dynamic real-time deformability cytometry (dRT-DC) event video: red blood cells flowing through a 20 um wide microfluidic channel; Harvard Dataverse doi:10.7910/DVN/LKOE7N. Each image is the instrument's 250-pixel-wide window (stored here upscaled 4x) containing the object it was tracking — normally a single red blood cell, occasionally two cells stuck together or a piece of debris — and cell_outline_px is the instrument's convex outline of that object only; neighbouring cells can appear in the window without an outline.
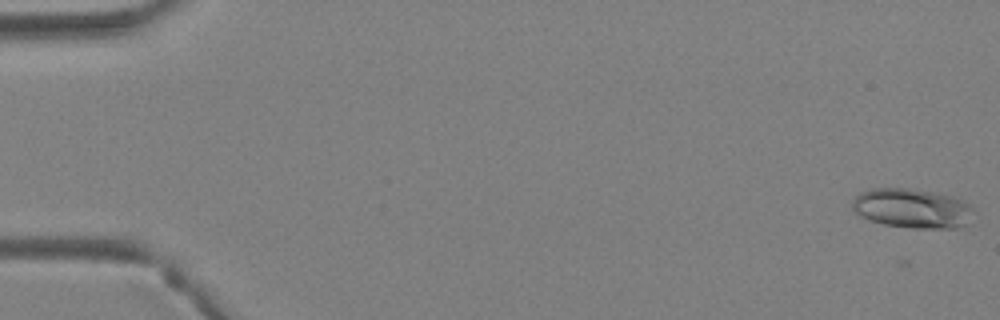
{"species": "Egyptian fruit bat (a non-hibernating species)", "species_latin": "Rousettus aegyptiacus", "temperature_condition": "warm", "stored_images_in_passage": 4, "camera_frame_rate_fps": 3000, "um_per_image_px": 0.085, "animal": {"sex": "female"}, "frame": {"image": 1, "passage_image": 1, "time_ms": 0.0, "image_size_px": [1000, 320], "cell_outline_px": [[972, 208], [964, 224], [956, 228], [912, 228], [884, 224], [860, 216], [852, 208], [852, 200], [860, 192], [872, 188], [908, 188], [932, 192], [952, 196], [964, 200]], "centroid_in_image_um": [77.47, 17.69], "position_along_channel_um": 7.5, "area_um2": 27.51}}